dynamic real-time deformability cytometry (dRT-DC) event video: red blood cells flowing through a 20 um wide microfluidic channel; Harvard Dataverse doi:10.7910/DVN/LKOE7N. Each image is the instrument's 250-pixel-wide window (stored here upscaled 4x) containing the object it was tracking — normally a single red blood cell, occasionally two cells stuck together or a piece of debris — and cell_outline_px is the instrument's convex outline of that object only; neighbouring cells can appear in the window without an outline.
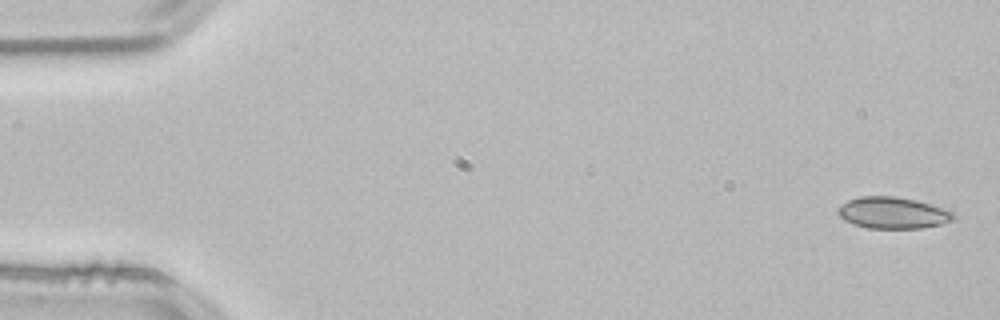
{"species": "common noctule bat (a hibernating species)", "species_latin": "Nyctalus noctula", "temperature_condition": "room temperature", "stored_images_in_passage": 52, "camera_frame_rate_fps": 3000, "um_per_image_px": 0.085, "animal": {"sex": "male", "body_mass_g": 21.5, "forearm_length_mm": 52.0}, "frame": {"image": 1, "passage_image": 1, "time_ms": 0.0, "image_size_px": [1000, 320], "cell_outline_px": [[956, 216], [952, 220], [940, 224], [920, 228], [868, 228], [844, 220], [836, 212], [836, 208], [848, 200], [860, 196], [892, 196], [916, 200], [948, 208]], "centroid_in_image_um": [75.9, 18.08], "position_along_channel_um": 9.1, "area_um2": 21.27}}
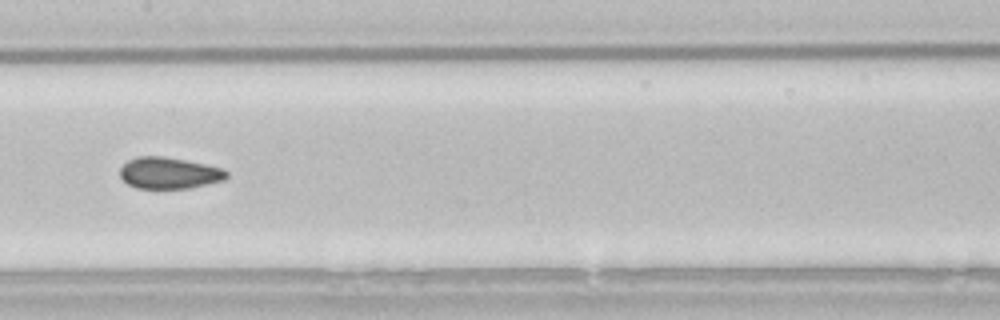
{"frame": {"image": 2, "passage_image": 26, "time_ms": 8.333, "image_size_px": [1000, 320], "cell_outline_px": [[228, 176], [224, 180], [188, 188], [136, 188], [128, 184], [120, 176], [120, 168], [128, 160], [136, 156], [164, 156], [224, 168], [228, 172]], "centroid_in_image_um": [14.37, 14.7], "position_along_channel_um": 193.0, "area_um2": 19.48}}
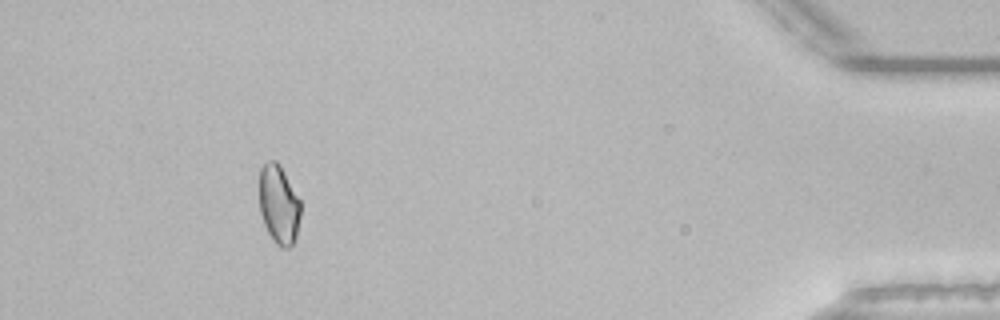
{"frame": {"image": 3, "passage_image": 48, "time_ms": 15.667, "image_size_px": [1000, 320], "cell_outline_px": [[300, 216], [296, 236], [292, 244], [288, 248], [280, 248], [276, 244], [268, 232], [264, 224], [260, 212], [260, 168], [268, 160], [276, 160], [280, 164], [300, 200]], "centroid_in_image_um": [23.7, 17.37], "position_along_channel_um": 411.5, "area_um2": 18.96}, "authors_computed_cell_mechanics": {"area_um2": 19.7965, "velocity_mm_per_s": 3.8352, "shape_relaxation_time_tau1_ms": null, "shape_relaxation_time_tau2_ms": 1.6311, "deformation_change_tau1": null, "deformation_change_tau2": 0.0578}}